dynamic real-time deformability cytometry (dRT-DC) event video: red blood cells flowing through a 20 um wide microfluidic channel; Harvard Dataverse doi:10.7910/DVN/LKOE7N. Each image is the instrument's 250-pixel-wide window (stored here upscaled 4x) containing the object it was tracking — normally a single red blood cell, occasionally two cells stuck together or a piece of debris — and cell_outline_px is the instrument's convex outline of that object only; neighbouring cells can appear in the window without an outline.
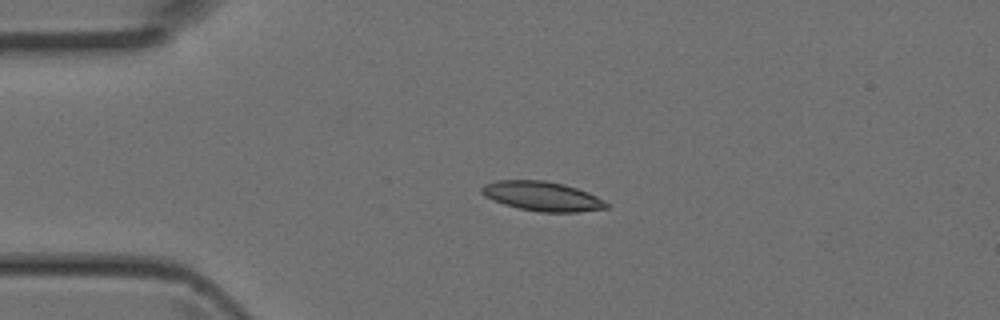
{"species": "Egyptian fruit bat (a non-hibernating species)", "species_latin": "Rousettus aegyptiacus", "temperature_condition": "room temperature", "stored_images_in_passage": 3, "camera_frame_rate_fps": 3000, "um_per_image_px": 0.085, "animal": {"sex": "female"}, "frame": {"image": 1, "passage_image": 2, "time_ms": 0.333, "image_size_px": [1000, 320], "cell_outline_px": [[608, 208], [576, 212], [540, 212], [520, 208], [504, 204], [484, 196], [480, 192], [480, 188], [484, 184], [496, 180], [544, 180], [564, 184], [588, 192], [604, 200], [608, 204]], "centroid_in_image_um": [46.07, 16.67], "position_along_channel_um": 38.9, "area_um2": 21.39}}